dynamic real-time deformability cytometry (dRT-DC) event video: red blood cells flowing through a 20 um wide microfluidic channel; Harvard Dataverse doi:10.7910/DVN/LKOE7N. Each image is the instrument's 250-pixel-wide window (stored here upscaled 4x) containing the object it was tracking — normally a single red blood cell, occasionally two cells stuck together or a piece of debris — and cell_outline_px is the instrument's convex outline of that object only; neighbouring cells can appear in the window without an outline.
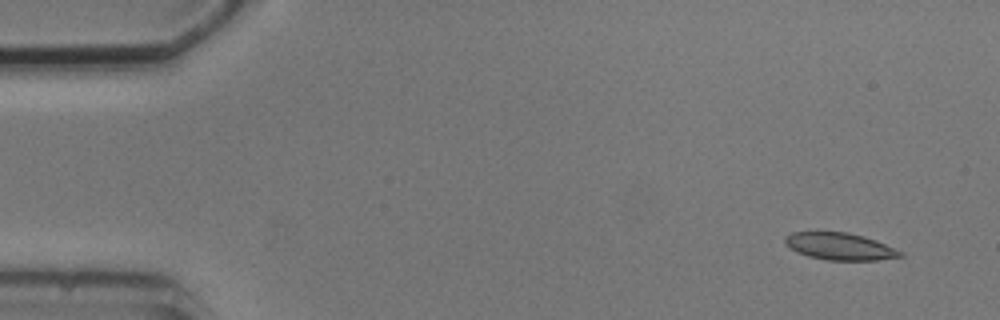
{"species": "common noctule bat (a hibernating species)", "species_latin": "Nyctalus noctula", "temperature_condition": "cold", "stored_images_in_passage": 8, "camera_frame_rate_fps": 3000, "um_per_image_px": 0.085, "animal": {"sex": "male", "body_mass_g": 20.5, "forearm_length_mm": 52.5}, "frame": {"image": 1, "passage_image": 1, "time_ms": 0.0, "image_size_px": [1000, 320], "cell_outline_px": [[904, 256], [876, 260], [828, 260], [808, 256], [796, 252], [784, 244], [784, 236], [792, 232], [816, 228], [848, 232], [864, 236], [876, 240], [904, 252]], "centroid_in_image_um": [71.3, 20.88], "position_along_channel_um": 13.7, "area_um2": 19.13}}
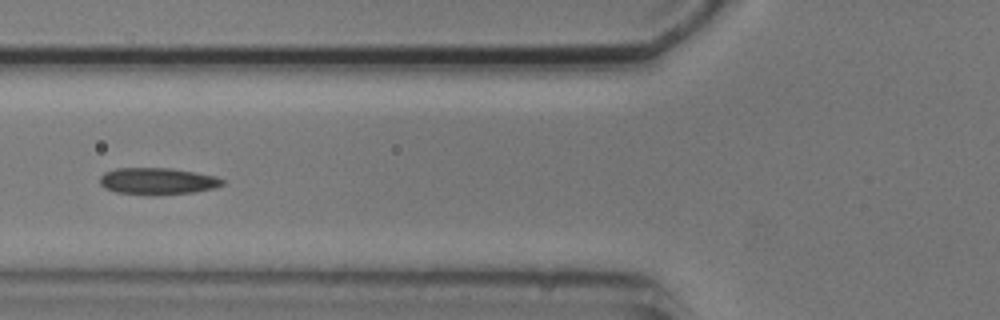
{"frame": {"image": 2, "passage_image": 6, "time_ms": 5.667, "image_size_px": [1000, 320], "cell_outline_px": [[224, 184], [216, 188], [192, 192], [148, 196], [116, 192], [104, 188], [100, 184], [100, 176], [104, 172], [116, 168], [172, 168], [216, 176], [224, 180]], "centroid_in_image_um": [13.37, 15.4], "position_along_channel_um": 112.4, "area_um2": 19.36}}
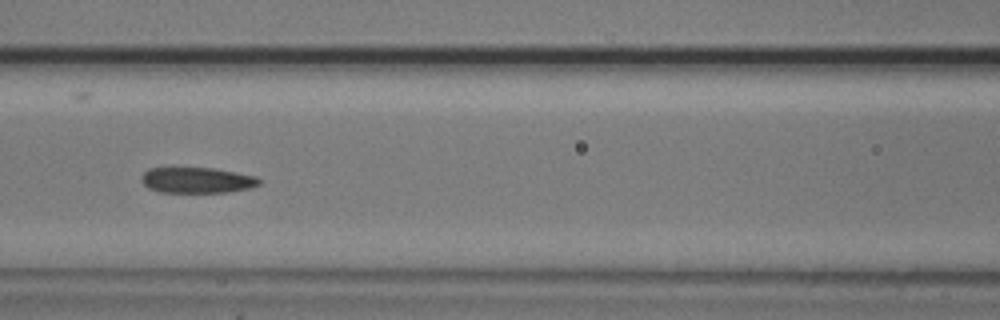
{"frame": {"image": 3, "passage_image": 7, "time_ms": 6.667, "image_size_px": [1000, 320], "cell_outline_px": [[260, 184], [252, 188], [228, 192], [160, 192], [148, 188], [140, 180], [140, 176], [148, 168], [216, 168], [256, 176], [260, 180]], "centroid_in_image_um": [16.75, 15.31], "position_along_channel_um": 149.9, "area_um2": 17.8}}